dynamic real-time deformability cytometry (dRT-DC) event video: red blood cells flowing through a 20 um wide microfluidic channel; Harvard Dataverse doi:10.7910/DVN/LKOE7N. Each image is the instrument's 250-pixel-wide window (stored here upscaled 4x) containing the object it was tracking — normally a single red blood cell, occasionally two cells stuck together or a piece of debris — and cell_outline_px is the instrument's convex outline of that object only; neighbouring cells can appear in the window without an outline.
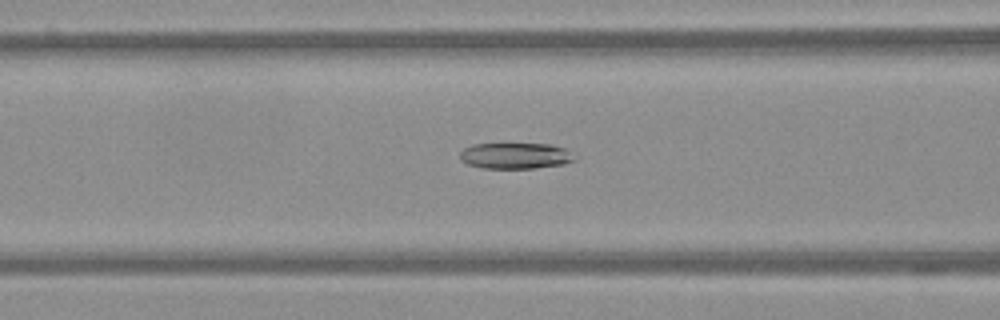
{"species": "Egyptian fruit bat (a non-hibernating species)", "species_latin": "Rousettus aegyptiacus", "temperature_condition": "warm", "stored_images_in_passage": 40, "camera_frame_rate_fps": 3000, "um_per_image_px": 0.085, "frame": {"image": 1, "passage_image": 7, "time_ms": 2.0, "image_size_px": [1000, 320], "cell_outline_px": [[576, 160], [564, 164], [536, 168], [480, 168], [468, 164], [460, 160], [460, 152], [464, 148], [472, 144], [552, 144], [568, 148]], "centroid_in_image_um": [43.83, 13.24], "position_along_channel_um": 122.8, "area_um2": 17.57}}
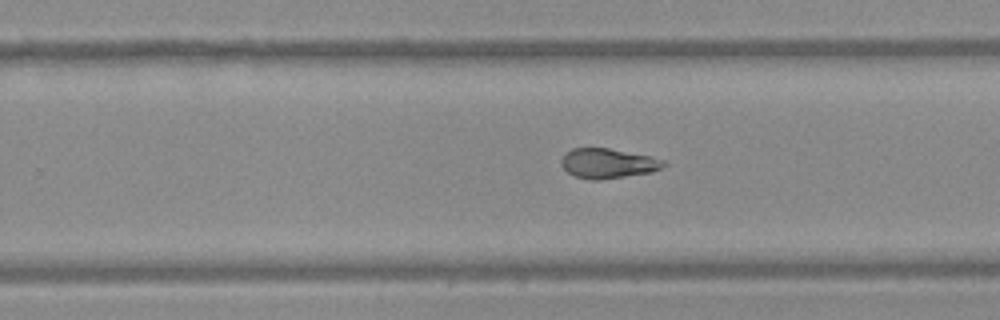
{"frame": {"image": 2, "passage_image": 20, "time_ms": 6.333, "image_size_px": [1000, 320], "cell_outline_px": [[668, 164], [652, 172], [600, 180], [588, 180], [576, 176], [568, 172], [560, 164], [560, 160], [572, 148], [608, 148], [652, 156], [664, 160]], "centroid_in_image_um": [51.69, 13.89], "position_along_channel_um": 278.1, "area_um2": 17.8}}
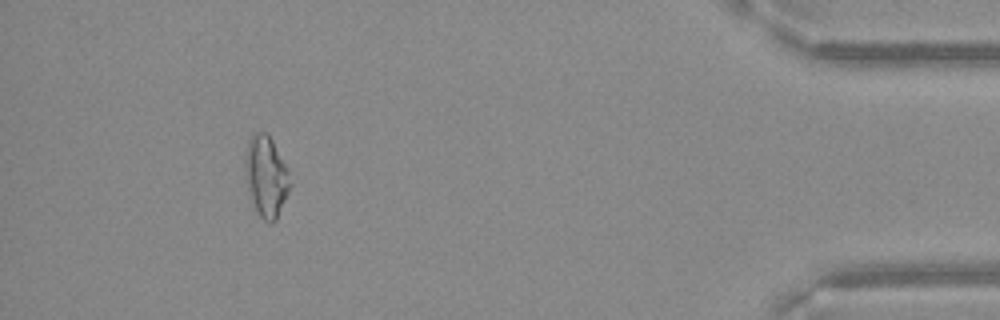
{"frame": {"image": 3, "passage_image": 36, "time_ms": 11.667, "image_size_px": [1000, 320], "cell_outline_px": [[292, 184], [276, 220], [272, 224], [268, 224], [260, 216], [248, 196], [244, 172], [244, 156], [248, 140], [252, 132], [264, 132], [272, 140], [288, 172]], "centroid_in_image_um": [22.58, 15.02], "position_along_channel_um": 412.6, "area_um2": 21.44}}